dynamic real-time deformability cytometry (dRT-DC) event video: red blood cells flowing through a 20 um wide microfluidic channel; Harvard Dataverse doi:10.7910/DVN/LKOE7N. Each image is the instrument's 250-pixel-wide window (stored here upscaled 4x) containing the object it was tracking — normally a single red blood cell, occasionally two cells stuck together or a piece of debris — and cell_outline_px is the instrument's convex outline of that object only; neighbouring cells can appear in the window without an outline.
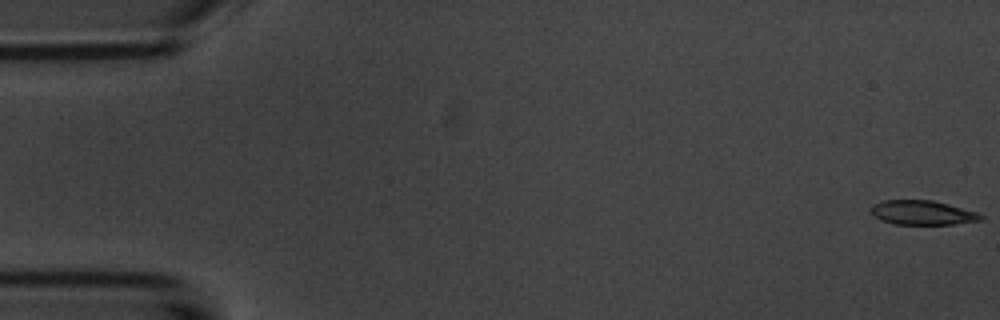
{"species": "common noctule bat (a hibernating species)", "species_latin": "Nyctalus noctula", "temperature_condition": "room temperature", "stored_images_in_passage": 54, "camera_frame_rate_fps": 3000, "um_per_image_px": 0.085, "animal": {"sex": "male", "body_mass_g": 20.1, "forearm_length_mm": 53.5}, "frame": {"image": 1, "passage_image": 1, "time_ms": 0.0, "image_size_px": [1000, 320], "cell_outline_px": [[984, 220], [952, 224], [896, 224], [880, 220], [872, 212], [872, 204], [880, 200], [932, 200], [948, 204], [976, 212], [984, 216]], "centroid_in_image_um": [78.41, 18.07], "position_along_channel_um": 6.6, "area_um2": 15.49}}
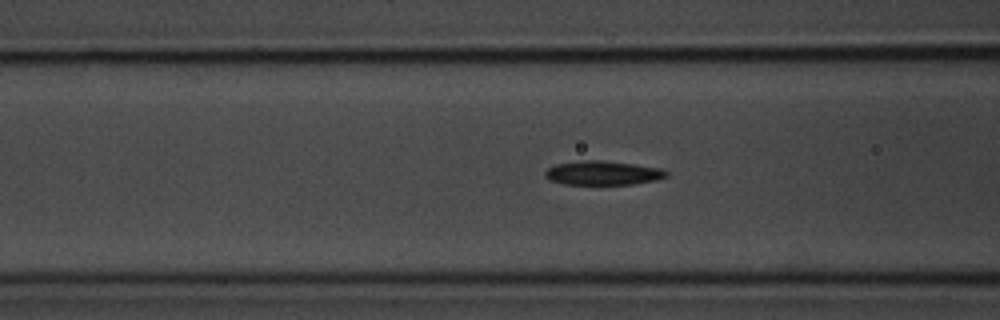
{"frame": {"image": 2, "passage_image": 21, "time_ms": 6.667, "image_size_px": [1000, 320], "cell_outline_px": [[668, 176], [656, 180], [632, 184], [564, 184], [548, 180], [544, 176], [544, 172], [548, 168], [556, 164], [584, 160], [600, 160], [632, 164], [660, 168], [668, 172]], "centroid_in_image_um": [51.21, 14.7], "position_along_channel_um": 115.4, "area_um2": 16.94}}
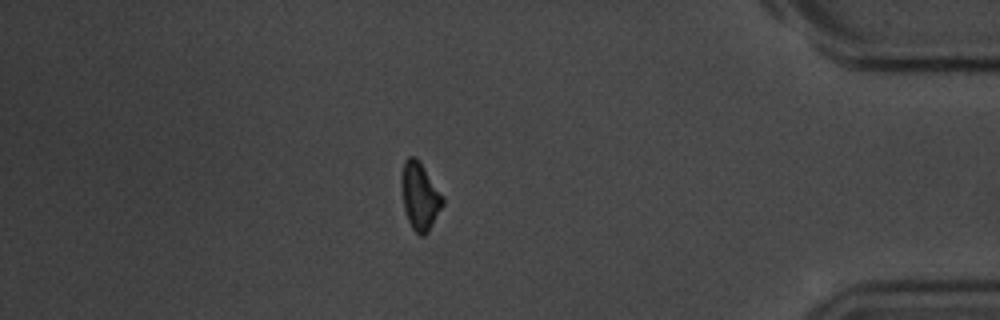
{"frame": {"image": 3, "passage_image": 47, "time_ms": 15.333, "image_size_px": [1000, 320], "cell_outline_px": [[444, 204], [428, 232], [424, 236], [420, 236], [412, 228], [408, 220], [404, 208], [400, 184], [400, 176], [404, 160], [408, 156], [416, 156], [444, 196]], "centroid_in_image_um": [35.68, 16.65], "position_along_channel_um": 399.5, "area_um2": 16.47}, "authors_computed_cell_mechanics": {"area_um2": 16.8198, "velocity_mm_per_s": 3.718, "shape_relaxation_time_tau1_ms": 3.1718, "shape_relaxation_time_tau2_ms": null, "deformation_change_tau1": 0.1062, "deformation_change_tau2": null}}